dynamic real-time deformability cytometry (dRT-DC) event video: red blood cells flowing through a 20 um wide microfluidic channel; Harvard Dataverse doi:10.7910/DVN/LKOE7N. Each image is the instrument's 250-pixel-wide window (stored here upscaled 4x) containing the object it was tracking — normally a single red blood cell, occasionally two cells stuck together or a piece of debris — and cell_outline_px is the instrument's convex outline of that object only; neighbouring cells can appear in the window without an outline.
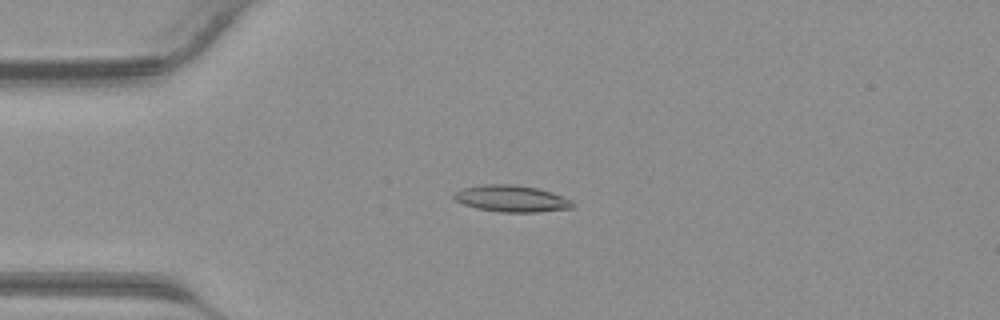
{"species": "common noctule bat (a hibernating species)", "species_latin": "Nyctalus noctula", "temperature_condition": "warm", "stored_images_in_passage": 41, "camera_frame_rate_fps": 3000, "um_per_image_px": 0.085, "animal": {"sex": "male", "body_mass_g": 23.1, "forearm_length_mm": 52.7}, "frame": {"image": 1, "passage_image": 10, "time_ms": 3.0, "image_size_px": [1000, 320], "cell_outline_px": [[576, 204], [572, 208], [536, 212], [500, 212], [476, 208], [464, 204], [456, 200], [452, 196], [456, 192], [464, 188], [484, 184], [516, 184], [536, 188], [552, 192], [572, 200]], "centroid_in_image_um": [43.51, 16.88], "position_along_channel_um": 41.5, "area_um2": 18.38}}
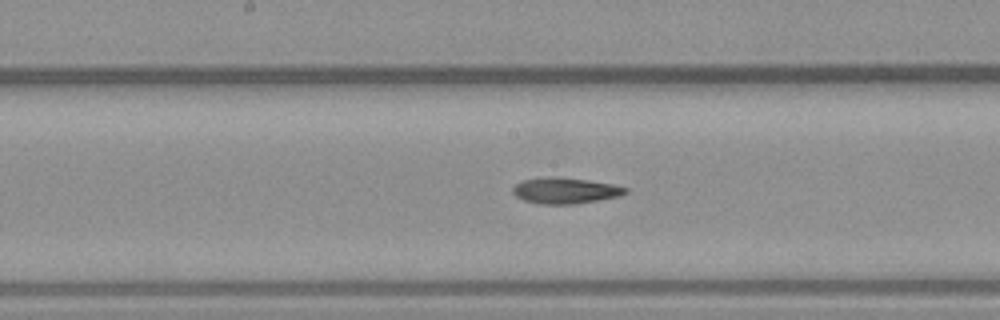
{"frame": {"image": 2, "passage_image": 21, "time_ms": 6.667, "image_size_px": [1000, 320], "cell_outline_px": [[628, 192], [620, 196], [572, 204], [540, 204], [524, 200], [516, 196], [512, 192], [512, 188], [516, 184], [524, 180], [588, 180], [612, 184], [628, 188]], "centroid_in_image_um": [48.09, 16.26], "position_along_channel_um": 200.1, "area_um2": 15.95}}
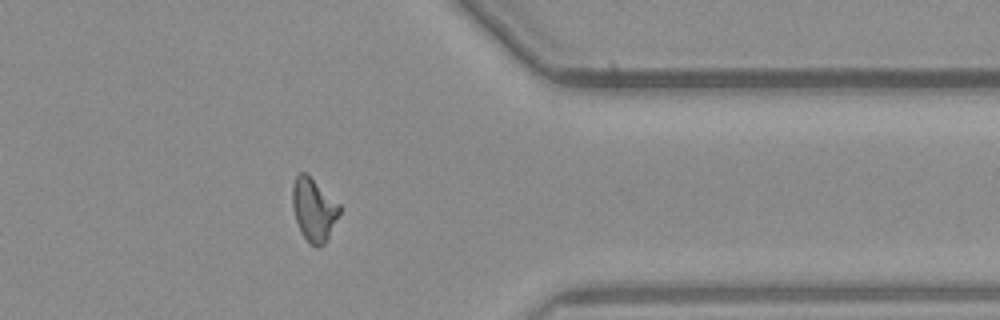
{"frame": {"image": 3, "passage_image": 33, "time_ms": 10.667, "image_size_px": [1000, 320], "cell_outline_px": [[340, 212], [328, 240], [320, 248], [316, 248], [300, 232], [292, 208], [292, 184], [296, 176], [300, 172], [304, 172], [340, 204]], "centroid_in_image_um": [26.67, 17.85], "position_along_channel_um": 384.7, "area_um2": 17.22}}